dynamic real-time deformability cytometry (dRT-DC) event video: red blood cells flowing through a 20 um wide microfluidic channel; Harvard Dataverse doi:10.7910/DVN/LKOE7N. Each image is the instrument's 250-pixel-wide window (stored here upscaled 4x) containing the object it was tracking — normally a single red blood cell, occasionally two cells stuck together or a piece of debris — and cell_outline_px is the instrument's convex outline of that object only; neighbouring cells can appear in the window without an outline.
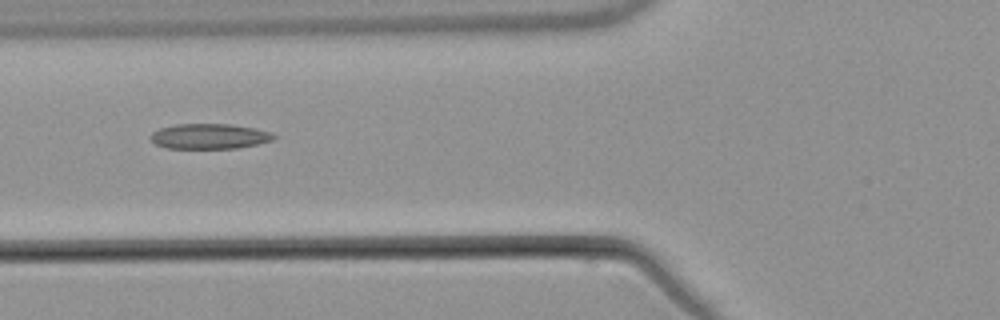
{"species": "common noctule bat (a hibernating species)", "species_latin": "Nyctalus noctula", "temperature_condition": "warm", "stored_images_in_passage": 7, "camera_frame_rate_fps": 3000, "um_per_image_px": 0.085, "animal": {"sex": "male", "body_mass_g": 21.5, "forearm_length_mm": 52.0}, "frame": {"image": 1, "passage_image": 6, "time_ms": 6.333, "image_size_px": [1000, 320], "cell_outline_px": [[276, 136], [272, 140], [256, 144], [236, 148], [168, 148], [156, 144], [148, 136], [152, 132], [160, 128], [176, 124], [232, 124], [256, 128], [272, 132]], "centroid_in_image_um": [17.8, 11.57], "position_along_channel_um": 108.0, "area_um2": 18.09}}
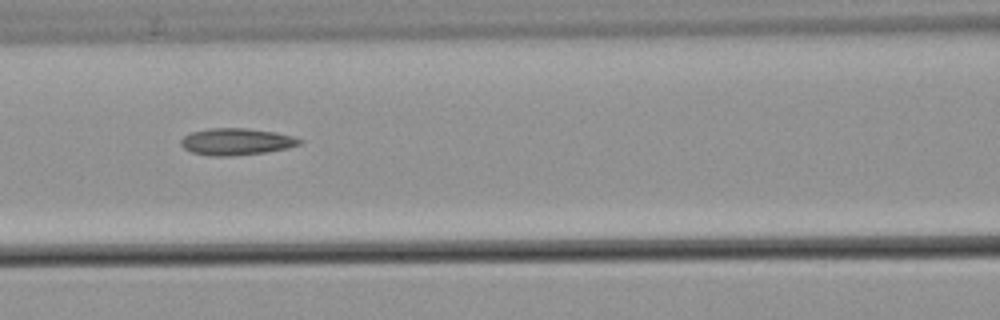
{"frame": {"image": 2, "passage_image": 7, "time_ms": 7.333, "image_size_px": [1000, 320], "cell_outline_px": [[304, 140], [300, 144], [288, 148], [264, 152], [228, 156], [208, 156], [192, 152], [184, 148], [180, 144], [180, 140], [184, 136], [192, 132], [208, 128], [248, 128], [276, 132], [292, 136]], "centroid_in_image_um": [20.08, 12.03], "position_along_channel_um": 146.5, "area_um2": 18.55}}